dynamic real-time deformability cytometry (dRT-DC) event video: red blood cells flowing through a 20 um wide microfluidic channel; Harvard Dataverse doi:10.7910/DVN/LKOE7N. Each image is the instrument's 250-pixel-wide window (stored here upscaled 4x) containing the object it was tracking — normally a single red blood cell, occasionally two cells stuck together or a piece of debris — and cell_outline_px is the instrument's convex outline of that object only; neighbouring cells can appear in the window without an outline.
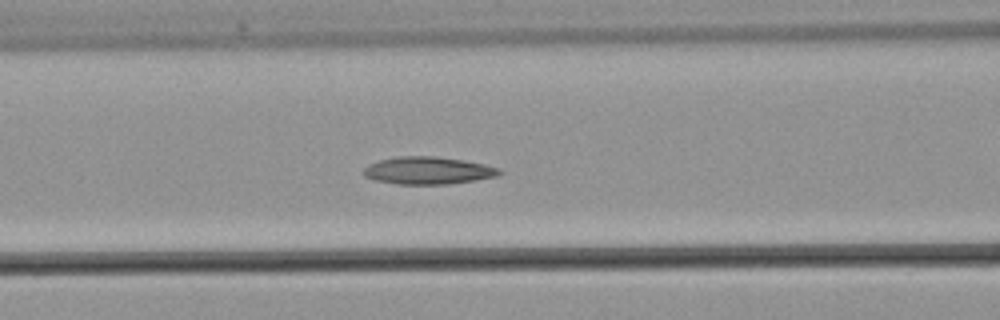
{"species": "common noctule bat (a hibernating species)", "species_latin": "Nyctalus noctula", "temperature_condition": "warm", "stored_images_in_passage": 46, "camera_frame_rate_fps": 3000, "um_per_image_px": 0.085, "animal": {"sex": "male", "body_mass_g": 21.5, "forearm_length_mm": 52.0}, "frame": {"image": 1, "passage_image": 18, "time_ms": 5.667, "image_size_px": [1000, 320], "cell_outline_px": [[504, 172], [500, 176], [476, 180], [448, 184], [396, 184], [376, 180], [364, 176], [364, 168], [368, 164], [380, 160], [396, 156], [436, 156], [484, 164], [500, 168]], "centroid_in_image_um": [36.41, 14.5], "position_along_channel_um": 130.2, "area_um2": 21.79}}
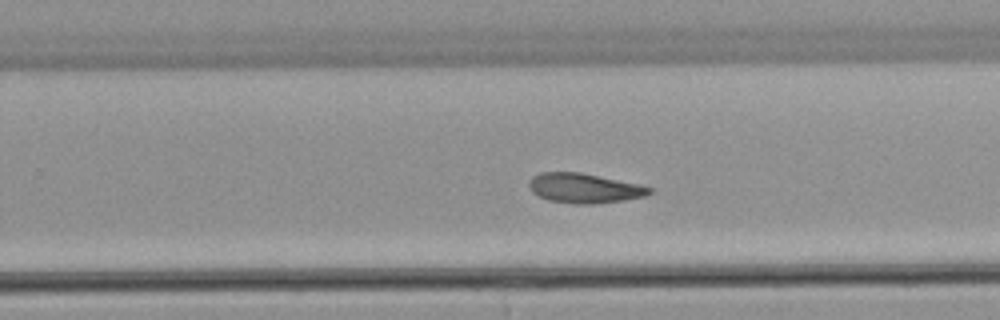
{"frame": {"image": 2, "passage_image": 28, "time_ms": 9.0, "image_size_px": [1000, 320], "cell_outline_px": [[652, 192], [644, 196], [624, 200], [596, 204], [576, 204], [548, 200], [532, 192], [528, 184], [532, 176], [540, 172], [580, 172], [640, 184], [652, 188]], "centroid_in_image_um": [49.66, 15.99], "position_along_channel_um": 280.1, "area_um2": 20.87}}
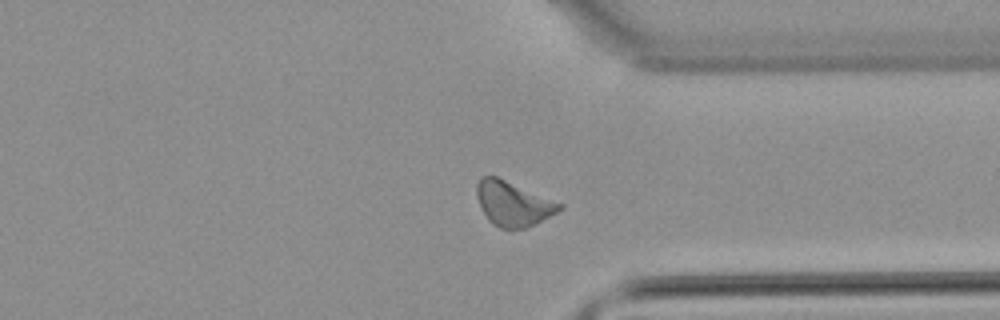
{"frame": {"image": 3, "passage_image": 34, "time_ms": 11.0, "image_size_px": [1000, 320], "cell_outline_px": [[564, 208], [536, 224], [524, 228], [500, 228], [492, 224], [488, 220], [476, 196], [476, 184], [480, 176], [496, 176], [564, 204]], "centroid_in_image_um": [43.61, 17.31], "position_along_channel_um": 367.8, "area_um2": 21.44}}